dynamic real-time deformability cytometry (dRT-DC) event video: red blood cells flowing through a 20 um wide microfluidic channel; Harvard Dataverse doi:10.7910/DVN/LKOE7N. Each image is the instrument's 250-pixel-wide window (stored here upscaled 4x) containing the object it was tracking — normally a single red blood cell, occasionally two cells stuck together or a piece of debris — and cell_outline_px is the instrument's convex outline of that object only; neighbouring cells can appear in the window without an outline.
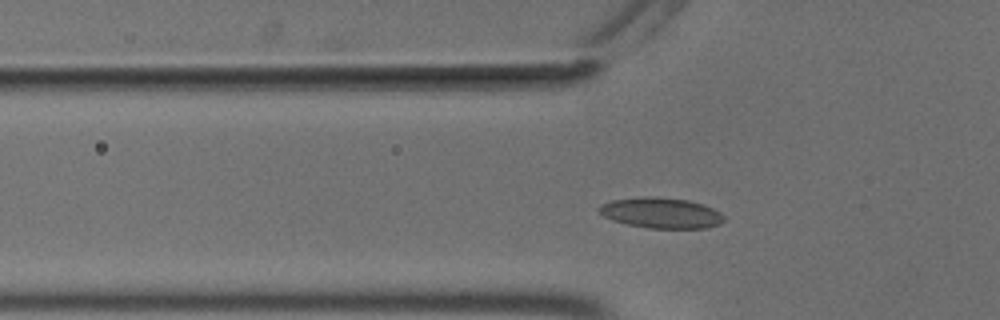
{"species": "common noctule bat (a hibernating species)", "species_latin": "Nyctalus noctula", "temperature_condition": "cold", "stored_images_in_passage": 47, "camera_frame_rate_fps": 3000, "um_per_image_px": 0.085, "animal": {"sex": "male", "body_mass_g": 18.8}, "frame": {"image": 1, "passage_image": 13, "time_ms": 4.0, "image_size_px": [1000, 320], "cell_outline_px": [[724, 220], [720, 224], [708, 228], [648, 228], [628, 224], [612, 220], [604, 216], [596, 208], [600, 204], [612, 200], [644, 196], [652, 196], [688, 200], [704, 204], [720, 212], [724, 216]], "centroid_in_image_um": [56.2, 18.09], "position_along_channel_um": 69.6, "area_um2": 22.37}}
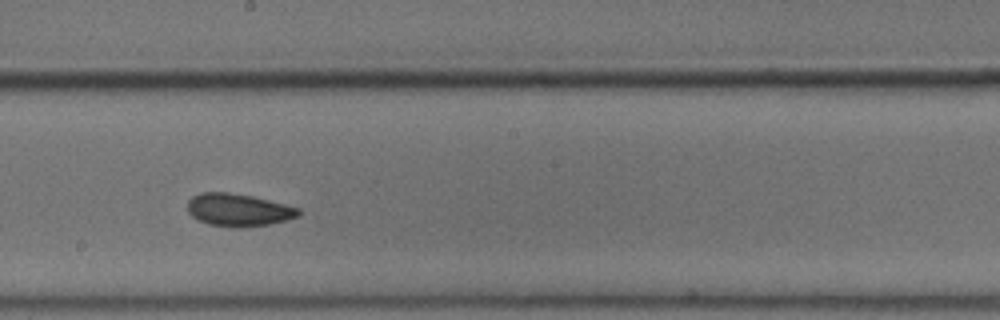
{"frame": {"image": 2, "passage_image": 26, "time_ms": 8.333, "image_size_px": [1000, 320], "cell_outline_px": [[300, 216], [288, 220], [268, 224], [240, 228], [232, 228], [208, 224], [196, 220], [188, 212], [188, 200], [192, 196], [204, 192], [228, 192], [252, 196], [288, 204], [300, 208]], "centroid_in_image_um": [20.28, 17.85], "position_along_channel_um": 227.9, "area_um2": 21.44}}
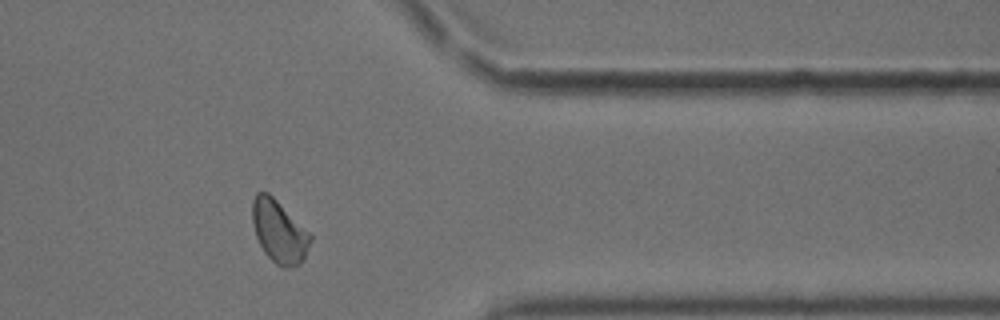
{"frame": {"image": 3, "passage_image": 40, "time_ms": 13.0, "image_size_px": [1000, 320], "cell_outline_px": [[312, 240], [300, 264], [292, 268], [284, 268], [276, 264], [264, 252], [256, 236], [252, 220], [252, 200], [256, 192], [268, 192], [312, 236]], "centroid_in_image_um": [23.7, 19.69], "position_along_channel_um": 387.7, "area_um2": 20.81}, "authors_computed_cell_mechanics": {"area_um2": 21.2126, "velocity_mm_per_s": 3.6652, "shape_relaxation_time_tau1_ms": 6.9599, "shape_relaxation_time_tau2_ms": 2.8908, "deformation_change_tau1": 0.0914, "deformation_change_tau2": 0.0797}}